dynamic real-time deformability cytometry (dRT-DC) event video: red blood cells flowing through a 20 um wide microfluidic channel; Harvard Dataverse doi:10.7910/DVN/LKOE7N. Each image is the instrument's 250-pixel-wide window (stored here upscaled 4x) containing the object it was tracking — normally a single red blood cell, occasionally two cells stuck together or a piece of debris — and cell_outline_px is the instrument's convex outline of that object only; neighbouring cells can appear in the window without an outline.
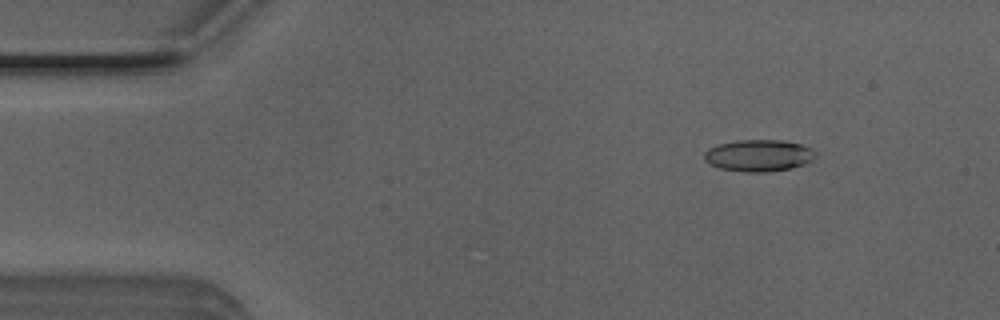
{"species": "Egyptian fruit bat (a non-hibernating species)", "species_latin": "Rousettus aegyptiacus", "temperature_condition": "room temperature", "stored_images_in_passage": 50, "camera_frame_rate_fps": 3000, "um_per_image_px": 0.085, "animal": {"sex": "male"}, "frame": {"image": 1, "passage_image": 6, "time_ms": 1.667, "image_size_px": [1000, 320], "cell_outline_px": [[816, 156], [812, 160], [804, 164], [792, 168], [768, 172], [744, 172], [720, 168], [708, 164], [704, 160], [704, 152], [708, 148], [716, 144], [736, 140], [784, 140], [800, 144], [816, 152]], "centroid_in_image_um": [64.45, 13.22], "position_along_channel_um": 20.6, "area_um2": 20.81}}
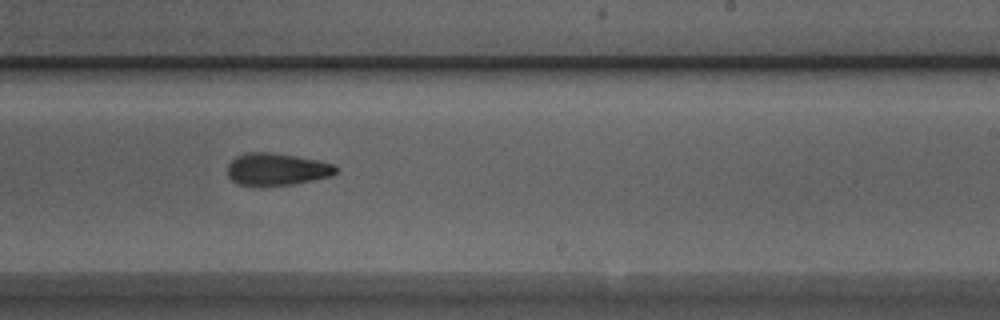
{"frame": {"image": 2, "passage_image": 30, "time_ms": 9.667, "image_size_px": [1000, 320], "cell_outline_px": [[340, 168], [332, 176], [292, 184], [236, 184], [228, 176], [228, 164], [236, 156], [244, 152], [272, 152], [296, 156], [316, 160], [332, 164]], "centroid_in_image_um": [23.53, 14.36], "position_along_channel_um": 265.5, "area_um2": 20.06}}
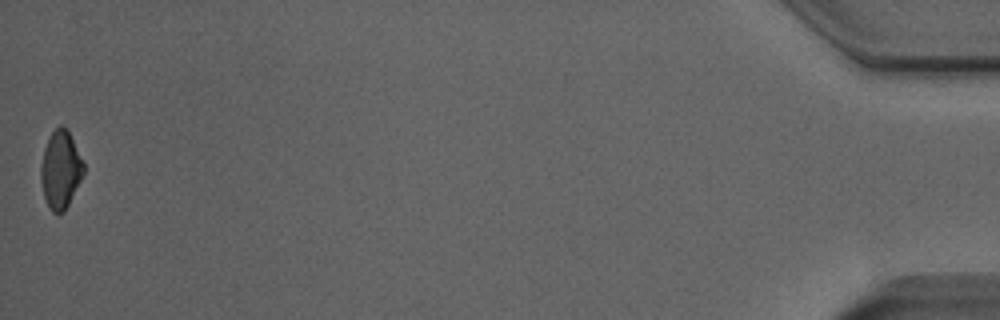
{"frame": {"image": 3, "passage_image": 50, "time_ms": 16.333, "image_size_px": [1000, 320], "cell_outline_px": [[84, 172], [64, 212], [52, 212], [44, 196], [40, 180], [40, 168], [44, 148], [52, 132], [60, 124], [68, 128], [84, 164]], "centroid_in_image_um": [5.14, 14.38], "position_along_channel_um": 430.1, "area_um2": 19.13}, "authors_computed_cell_mechanics": {"area_um2": 20.4323, "velocity_mm_per_s": 4.0339, "shape_relaxation_time_tau1_ms": 8.3644, "shape_relaxation_time_tau2_ms": 4.7116, "deformation_change_tau1": 0.2023, "deformation_change_tau2": 0.1312}}